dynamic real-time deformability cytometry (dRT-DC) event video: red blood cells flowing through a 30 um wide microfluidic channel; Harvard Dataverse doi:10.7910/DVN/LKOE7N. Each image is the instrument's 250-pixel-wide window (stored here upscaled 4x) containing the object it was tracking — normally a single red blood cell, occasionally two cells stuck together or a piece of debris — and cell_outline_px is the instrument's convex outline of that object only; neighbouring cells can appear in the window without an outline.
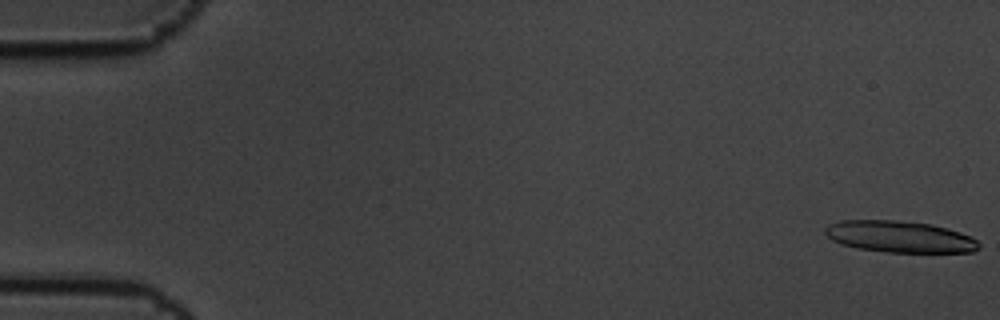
{"species": "common noctule bat (a hibernating species)", "species_latin": "Nyctalus noctula", "temperature_condition": "cold", "stored_images_in_passage": 6, "camera_frame_rate_fps": 3000, "um_per_image_px": 0.085, "animal": {"sex": "male", "body_mass_g": 19.5, "forearm_length_mm": 54.6}, "frame": {"image": 1, "passage_image": 1, "time_ms": 0.0, "image_size_px": [1000, 320], "cell_outline_px": [[980, 248], [972, 252], [888, 252], [856, 248], [840, 244], [832, 240], [824, 232], [824, 228], [828, 224], [840, 220], [896, 220], [932, 224], [948, 228], [972, 236], [980, 244]], "centroid_in_image_um": [76.47, 20.11], "position_along_channel_um": 8.5, "area_um2": 28.5}}